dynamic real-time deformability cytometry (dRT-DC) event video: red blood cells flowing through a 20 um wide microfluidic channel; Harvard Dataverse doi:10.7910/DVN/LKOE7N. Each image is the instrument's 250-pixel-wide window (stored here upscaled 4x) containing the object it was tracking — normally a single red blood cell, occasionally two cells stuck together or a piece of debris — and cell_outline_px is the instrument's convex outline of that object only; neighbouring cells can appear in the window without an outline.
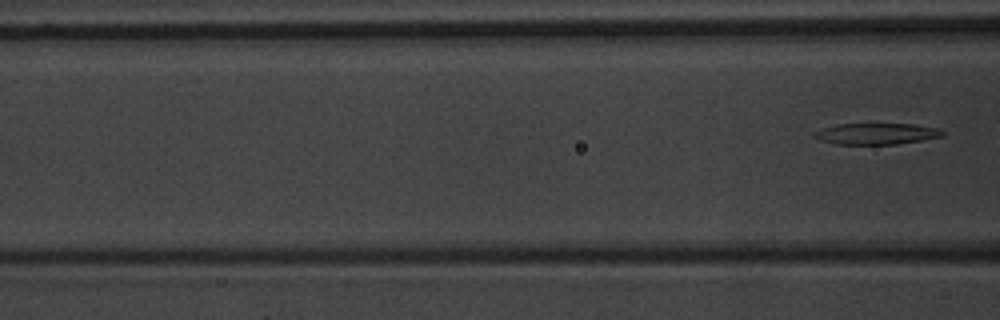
{"species": "common noctule bat (a hibernating species)", "species_latin": "Nyctalus noctula", "temperature_condition": "warm", "stored_images_in_passage": 6, "camera_frame_rate_fps": 3000, "um_per_image_px": 0.085, "animal": {"sex": "male", "body_mass_g": 20.1, "forearm_length_mm": 53.5}, "frame": {"image": 1, "passage_image": 6, "time_ms": 6.667, "image_size_px": [1000, 320], "cell_outline_px": [[944, 136], [896, 144], [836, 144], [820, 140], [812, 136], [812, 132], [836, 124], [912, 124], [936, 128], [944, 132]], "centroid_in_image_um": [74.44, 11.37], "position_along_channel_um": 92.2, "area_um2": 15.72}}